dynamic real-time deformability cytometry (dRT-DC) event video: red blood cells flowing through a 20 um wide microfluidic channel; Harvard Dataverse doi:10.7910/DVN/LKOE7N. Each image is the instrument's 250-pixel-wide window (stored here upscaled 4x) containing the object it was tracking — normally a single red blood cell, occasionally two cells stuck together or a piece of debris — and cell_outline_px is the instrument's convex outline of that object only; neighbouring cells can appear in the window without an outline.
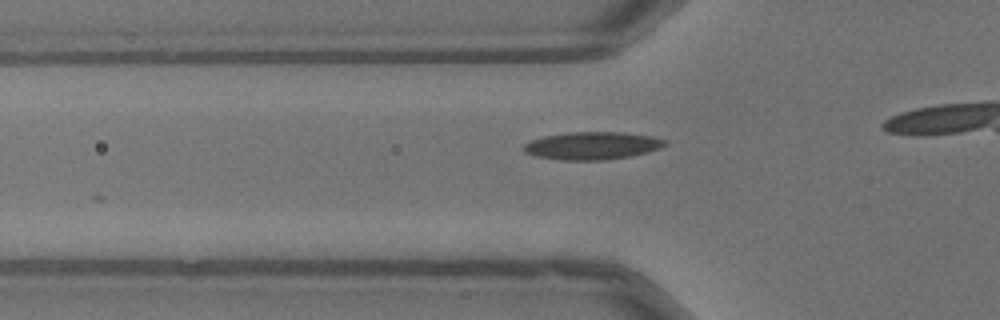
{"species": "common noctule bat (a hibernating species)", "species_latin": "Nyctalus noctula", "temperature_condition": "warm", "stored_images_in_passage": 14, "camera_frame_rate_fps": 3000, "um_per_image_px": 0.085, "animal": {"sex": "male", "body_mass_g": 13.3}, "frame": {"image": 1, "passage_image": 5, "time_ms": 1.333, "image_size_px": [1000, 320], "cell_outline_px": [[668, 144], [660, 148], [648, 152], [632, 156], [604, 160], [560, 160], [536, 156], [524, 152], [524, 144], [532, 140], [544, 136], [572, 132], [624, 132], [652, 136], [668, 140]], "centroid_in_image_um": [50.39, 12.38], "position_along_channel_um": 75.4, "area_um2": 22.89}}
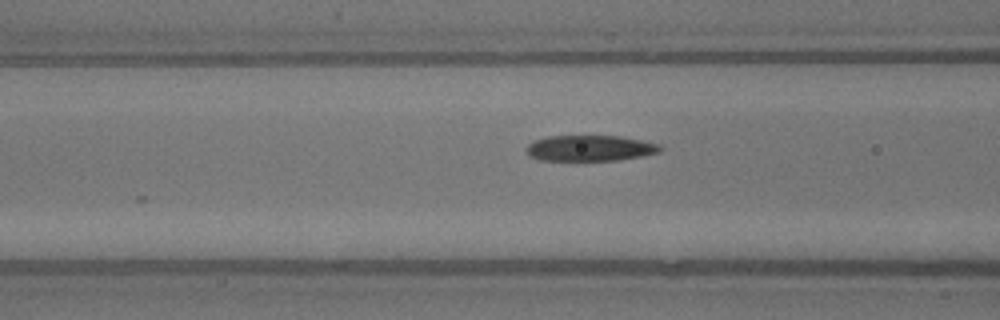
{"frame": {"image": 2, "passage_image": 8, "time_ms": 2.333, "image_size_px": [1000, 320], "cell_outline_px": [[664, 148], [660, 152], [620, 160], [540, 160], [528, 156], [524, 148], [532, 140], [548, 136], [620, 136], [660, 144]], "centroid_in_image_um": [50.11, 12.59], "position_along_channel_um": 116.5, "area_um2": 20.29}}
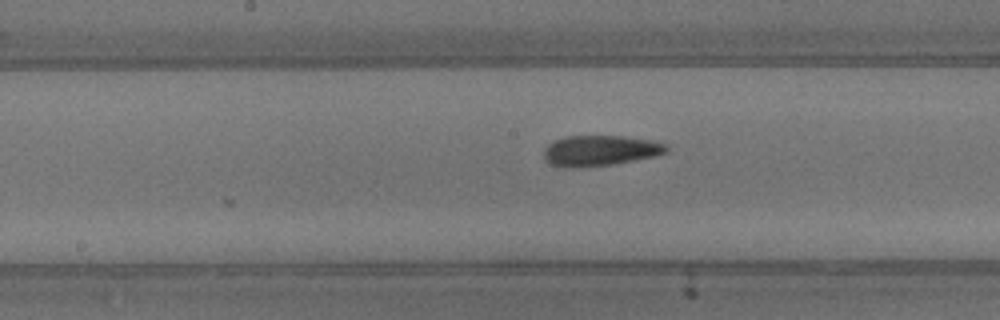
{"frame": {"image": 3, "passage_image": 14, "time_ms": 4.333, "image_size_px": [1000, 320], "cell_outline_px": [[668, 152], [656, 156], [612, 164], [580, 168], [564, 168], [552, 164], [544, 160], [544, 148], [552, 140], [568, 136], [624, 136], [652, 140], [668, 144]], "centroid_in_image_um": [51.0, 12.8], "position_along_channel_um": 197.2, "area_um2": 22.14}}